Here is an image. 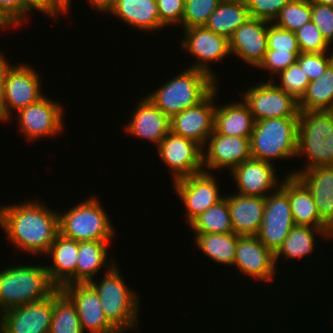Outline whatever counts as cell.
Listing matches in <instances>:
<instances>
[{
	"mask_svg": "<svg viewBox=\"0 0 333 333\" xmlns=\"http://www.w3.org/2000/svg\"><path fill=\"white\" fill-rule=\"evenodd\" d=\"M40 201L0 206V227L17 250L46 255L59 233L58 212Z\"/></svg>",
	"mask_w": 333,
	"mask_h": 333,
	"instance_id": "cell-1",
	"label": "cell"
},
{
	"mask_svg": "<svg viewBox=\"0 0 333 333\" xmlns=\"http://www.w3.org/2000/svg\"><path fill=\"white\" fill-rule=\"evenodd\" d=\"M58 288L51 282L46 267L28 263L0 270V314L44 300Z\"/></svg>",
	"mask_w": 333,
	"mask_h": 333,
	"instance_id": "cell-2",
	"label": "cell"
},
{
	"mask_svg": "<svg viewBox=\"0 0 333 333\" xmlns=\"http://www.w3.org/2000/svg\"><path fill=\"white\" fill-rule=\"evenodd\" d=\"M216 87L218 82L208 73L188 67L146 97L171 119L181 111L198 105Z\"/></svg>",
	"mask_w": 333,
	"mask_h": 333,
	"instance_id": "cell-3",
	"label": "cell"
},
{
	"mask_svg": "<svg viewBox=\"0 0 333 333\" xmlns=\"http://www.w3.org/2000/svg\"><path fill=\"white\" fill-rule=\"evenodd\" d=\"M117 264L101 282L91 280L88 284L96 291L102 310L108 321L120 332L125 333L138 326L139 296L133 289L127 287L124 277L120 274ZM126 330V331H125Z\"/></svg>",
	"mask_w": 333,
	"mask_h": 333,
	"instance_id": "cell-4",
	"label": "cell"
},
{
	"mask_svg": "<svg viewBox=\"0 0 333 333\" xmlns=\"http://www.w3.org/2000/svg\"><path fill=\"white\" fill-rule=\"evenodd\" d=\"M303 155V170L333 166V111H299L296 157Z\"/></svg>",
	"mask_w": 333,
	"mask_h": 333,
	"instance_id": "cell-5",
	"label": "cell"
},
{
	"mask_svg": "<svg viewBox=\"0 0 333 333\" xmlns=\"http://www.w3.org/2000/svg\"><path fill=\"white\" fill-rule=\"evenodd\" d=\"M96 198L92 195L67 212L58 211L59 233L78 242L114 240V226Z\"/></svg>",
	"mask_w": 333,
	"mask_h": 333,
	"instance_id": "cell-6",
	"label": "cell"
},
{
	"mask_svg": "<svg viewBox=\"0 0 333 333\" xmlns=\"http://www.w3.org/2000/svg\"><path fill=\"white\" fill-rule=\"evenodd\" d=\"M298 117L255 121L250 137L252 158L272 163L296 157ZM273 160V161H272Z\"/></svg>",
	"mask_w": 333,
	"mask_h": 333,
	"instance_id": "cell-7",
	"label": "cell"
},
{
	"mask_svg": "<svg viewBox=\"0 0 333 333\" xmlns=\"http://www.w3.org/2000/svg\"><path fill=\"white\" fill-rule=\"evenodd\" d=\"M272 80L260 82L242 92V101L248 106L254 121L298 117V101L274 84L275 78Z\"/></svg>",
	"mask_w": 333,
	"mask_h": 333,
	"instance_id": "cell-8",
	"label": "cell"
},
{
	"mask_svg": "<svg viewBox=\"0 0 333 333\" xmlns=\"http://www.w3.org/2000/svg\"><path fill=\"white\" fill-rule=\"evenodd\" d=\"M294 226L288 194L278 187L265 197L261 227L256 236L266 248L275 253Z\"/></svg>",
	"mask_w": 333,
	"mask_h": 333,
	"instance_id": "cell-9",
	"label": "cell"
},
{
	"mask_svg": "<svg viewBox=\"0 0 333 333\" xmlns=\"http://www.w3.org/2000/svg\"><path fill=\"white\" fill-rule=\"evenodd\" d=\"M158 155L169 166L173 182L205 171L203 147L197 142L171 131L157 146Z\"/></svg>",
	"mask_w": 333,
	"mask_h": 333,
	"instance_id": "cell-10",
	"label": "cell"
},
{
	"mask_svg": "<svg viewBox=\"0 0 333 333\" xmlns=\"http://www.w3.org/2000/svg\"><path fill=\"white\" fill-rule=\"evenodd\" d=\"M41 89V77L36 70L24 63L13 65L5 78L3 122L12 119V110L16 113L41 99Z\"/></svg>",
	"mask_w": 333,
	"mask_h": 333,
	"instance_id": "cell-11",
	"label": "cell"
},
{
	"mask_svg": "<svg viewBox=\"0 0 333 333\" xmlns=\"http://www.w3.org/2000/svg\"><path fill=\"white\" fill-rule=\"evenodd\" d=\"M63 106L43 96L37 102L17 111L19 130L32 140L61 134L64 120Z\"/></svg>",
	"mask_w": 333,
	"mask_h": 333,
	"instance_id": "cell-12",
	"label": "cell"
},
{
	"mask_svg": "<svg viewBox=\"0 0 333 333\" xmlns=\"http://www.w3.org/2000/svg\"><path fill=\"white\" fill-rule=\"evenodd\" d=\"M213 175V172L203 171L173 182L174 190L186 207L188 224L224 197Z\"/></svg>",
	"mask_w": 333,
	"mask_h": 333,
	"instance_id": "cell-13",
	"label": "cell"
},
{
	"mask_svg": "<svg viewBox=\"0 0 333 333\" xmlns=\"http://www.w3.org/2000/svg\"><path fill=\"white\" fill-rule=\"evenodd\" d=\"M184 36L181 40L182 49L190 52L189 54L197 59L189 68L204 71L217 80V75L213 73L209 65L215 61H222L230 54L228 39L210 31L205 26L184 29Z\"/></svg>",
	"mask_w": 333,
	"mask_h": 333,
	"instance_id": "cell-14",
	"label": "cell"
},
{
	"mask_svg": "<svg viewBox=\"0 0 333 333\" xmlns=\"http://www.w3.org/2000/svg\"><path fill=\"white\" fill-rule=\"evenodd\" d=\"M217 90L216 87L198 105L174 115L170 121V131L197 142L205 149L208 137L214 131Z\"/></svg>",
	"mask_w": 333,
	"mask_h": 333,
	"instance_id": "cell-15",
	"label": "cell"
},
{
	"mask_svg": "<svg viewBox=\"0 0 333 333\" xmlns=\"http://www.w3.org/2000/svg\"><path fill=\"white\" fill-rule=\"evenodd\" d=\"M53 294L48 298L0 314V333H49Z\"/></svg>",
	"mask_w": 333,
	"mask_h": 333,
	"instance_id": "cell-16",
	"label": "cell"
},
{
	"mask_svg": "<svg viewBox=\"0 0 333 333\" xmlns=\"http://www.w3.org/2000/svg\"><path fill=\"white\" fill-rule=\"evenodd\" d=\"M203 149V167L207 172L228 168L230 172L245 160L252 158L250 137L224 136L215 129Z\"/></svg>",
	"mask_w": 333,
	"mask_h": 333,
	"instance_id": "cell-17",
	"label": "cell"
},
{
	"mask_svg": "<svg viewBox=\"0 0 333 333\" xmlns=\"http://www.w3.org/2000/svg\"><path fill=\"white\" fill-rule=\"evenodd\" d=\"M234 266L252 279L272 282L277 271L274 253L257 236H239L236 242Z\"/></svg>",
	"mask_w": 333,
	"mask_h": 333,
	"instance_id": "cell-18",
	"label": "cell"
},
{
	"mask_svg": "<svg viewBox=\"0 0 333 333\" xmlns=\"http://www.w3.org/2000/svg\"><path fill=\"white\" fill-rule=\"evenodd\" d=\"M61 290L75 304L83 332L120 333L106 318L96 291L88 283L65 285Z\"/></svg>",
	"mask_w": 333,
	"mask_h": 333,
	"instance_id": "cell-19",
	"label": "cell"
},
{
	"mask_svg": "<svg viewBox=\"0 0 333 333\" xmlns=\"http://www.w3.org/2000/svg\"><path fill=\"white\" fill-rule=\"evenodd\" d=\"M271 22L252 18L246 20L228 39L230 55L258 67L267 52V32Z\"/></svg>",
	"mask_w": 333,
	"mask_h": 333,
	"instance_id": "cell-20",
	"label": "cell"
},
{
	"mask_svg": "<svg viewBox=\"0 0 333 333\" xmlns=\"http://www.w3.org/2000/svg\"><path fill=\"white\" fill-rule=\"evenodd\" d=\"M273 166L254 158L236 166L230 173L238 187L237 193L265 198L270 191H276L281 183Z\"/></svg>",
	"mask_w": 333,
	"mask_h": 333,
	"instance_id": "cell-21",
	"label": "cell"
},
{
	"mask_svg": "<svg viewBox=\"0 0 333 333\" xmlns=\"http://www.w3.org/2000/svg\"><path fill=\"white\" fill-rule=\"evenodd\" d=\"M134 110L124 130L129 136L148 140L157 147L170 132L171 119L146 96L142 97Z\"/></svg>",
	"mask_w": 333,
	"mask_h": 333,
	"instance_id": "cell-22",
	"label": "cell"
},
{
	"mask_svg": "<svg viewBox=\"0 0 333 333\" xmlns=\"http://www.w3.org/2000/svg\"><path fill=\"white\" fill-rule=\"evenodd\" d=\"M286 175L297 176L311 191L321 221L333 232V166L300 169Z\"/></svg>",
	"mask_w": 333,
	"mask_h": 333,
	"instance_id": "cell-23",
	"label": "cell"
},
{
	"mask_svg": "<svg viewBox=\"0 0 333 333\" xmlns=\"http://www.w3.org/2000/svg\"><path fill=\"white\" fill-rule=\"evenodd\" d=\"M78 249V241L58 233L47 251L46 254L51 256L53 264L45 265V267L51 282L58 289L76 283Z\"/></svg>",
	"mask_w": 333,
	"mask_h": 333,
	"instance_id": "cell-24",
	"label": "cell"
},
{
	"mask_svg": "<svg viewBox=\"0 0 333 333\" xmlns=\"http://www.w3.org/2000/svg\"><path fill=\"white\" fill-rule=\"evenodd\" d=\"M233 233L256 236L261 227L265 198L235 193L227 196Z\"/></svg>",
	"mask_w": 333,
	"mask_h": 333,
	"instance_id": "cell-25",
	"label": "cell"
},
{
	"mask_svg": "<svg viewBox=\"0 0 333 333\" xmlns=\"http://www.w3.org/2000/svg\"><path fill=\"white\" fill-rule=\"evenodd\" d=\"M280 187L288 194L295 225L328 228L319 217L311 191L297 176L286 175Z\"/></svg>",
	"mask_w": 333,
	"mask_h": 333,
	"instance_id": "cell-26",
	"label": "cell"
},
{
	"mask_svg": "<svg viewBox=\"0 0 333 333\" xmlns=\"http://www.w3.org/2000/svg\"><path fill=\"white\" fill-rule=\"evenodd\" d=\"M125 24L145 32L161 30L157 0H115L109 14Z\"/></svg>",
	"mask_w": 333,
	"mask_h": 333,
	"instance_id": "cell-27",
	"label": "cell"
},
{
	"mask_svg": "<svg viewBox=\"0 0 333 333\" xmlns=\"http://www.w3.org/2000/svg\"><path fill=\"white\" fill-rule=\"evenodd\" d=\"M317 236L330 240L333 237V232L329 228H313L310 226L295 225L282 245L274 253L276 267L278 259L286 258L290 260L311 255L316 248Z\"/></svg>",
	"mask_w": 333,
	"mask_h": 333,
	"instance_id": "cell-28",
	"label": "cell"
},
{
	"mask_svg": "<svg viewBox=\"0 0 333 333\" xmlns=\"http://www.w3.org/2000/svg\"><path fill=\"white\" fill-rule=\"evenodd\" d=\"M222 106L216 107L214 129L224 136L251 137L255 121L248 106L242 100Z\"/></svg>",
	"mask_w": 333,
	"mask_h": 333,
	"instance_id": "cell-29",
	"label": "cell"
},
{
	"mask_svg": "<svg viewBox=\"0 0 333 333\" xmlns=\"http://www.w3.org/2000/svg\"><path fill=\"white\" fill-rule=\"evenodd\" d=\"M109 243L110 241L79 242L76 283H88L94 280V275L96 276L101 267L110 270L116 264L115 261L108 262Z\"/></svg>",
	"mask_w": 333,
	"mask_h": 333,
	"instance_id": "cell-30",
	"label": "cell"
},
{
	"mask_svg": "<svg viewBox=\"0 0 333 333\" xmlns=\"http://www.w3.org/2000/svg\"><path fill=\"white\" fill-rule=\"evenodd\" d=\"M195 244L215 263L234 265L236 242L239 235L230 233H196Z\"/></svg>",
	"mask_w": 333,
	"mask_h": 333,
	"instance_id": "cell-31",
	"label": "cell"
},
{
	"mask_svg": "<svg viewBox=\"0 0 333 333\" xmlns=\"http://www.w3.org/2000/svg\"><path fill=\"white\" fill-rule=\"evenodd\" d=\"M249 18L246 4L221 1L204 26L229 39L233 32Z\"/></svg>",
	"mask_w": 333,
	"mask_h": 333,
	"instance_id": "cell-32",
	"label": "cell"
},
{
	"mask_svg": "<svg viewBox=\"0 0 333 333\" xmlns=\"http://www.w3.org/2000/svg\"><path fill=\"white\" fill-rule=\"evenodd\" d=\"M299 111H333V62L316 80L308 84L298 101Z\"/></svg>",
	"mask_w": 333,
	"mask_h": 333,
	"instance_id": "cell-33",
	"label": "cell"
},
{
	"mask_svg": "<svg viewBox=\"0 0 333 333\" xmlns=\"http://www.w3.org/2000/svg\"><path fill=\"white\" fill-rule=\"evenodd\" d=\"M49 333H84L75 304L61 290L53 293V311Z\"/></svg>",
	"mask_w": 333,
	"mask_h": 333,
	"instance_id": "cell-34",
	"label": "cell"
},
{
	"mask_svg": "<svg viewBox=\"0 0 333 333\" xmlns=\"http://www.w3.org/2000/svg\"><path fill=\"white\" fill-rule=\"evenodd\" d=\"M189 228H192L194 234L233 232L227 195L196 217L189 224Z\"/></svg>",
	"mask_w": 333,
	"mask_h": 333,
	"instance_id": "cell-35",
	"label": "cell"
},
{
	"mask_svg": "<svg viewBox=\"0 0 333 333\" xmlns=\"http://www.w3.org/2000/svg\"><path fill=\"white\" fill-rule=\"evenodd\" d=\"M312 20L311 2L309 0H291L272 22L276 26L295 32Z\"/></svg>",
	"mask_w": 333,
	"mask_h": 333,
	"instance_id": "cell-36",
	"label": "cell"
},
{
	"mask_svg": "<svg viewBox=\"0 0 333 333\" xmlns=\"http://www.w3.org/2000/svg\"><path fill=\"white\" fill-rule=\"evenodd\" d=\"M221 0H185L182 29L204 26Z\"/></svg>",
	"mask_w": 333,
	"mask_h": 333,
	"instance_id": "cell-37",
	"label": "cell"
},
{
	"mask_svg": "<svg viewBox=\"0 0 333 333\" xmlns=\"http://www.w3.org/2000/svg\"><path fill=\"white\" fill-rule=\"evenodd\" d=\"M278 75L280 85H276L299 101L305 94L308 84L310 83L309 78L301 69L300 65L296 62L281 71Z\"/></svg>",
	"mask_w": 333,
	"mask_h": 333,
	"instance_id": "cell-38",
	"label": "cell"
},
{
	"mask_svg": "<svg viewBox=\"0 0 333 333\" xmlns=\"http://www.w3.org/2000/svg\"><path fill=\"white\" fill-rule=\"evenodd\" d=\"M295 35L302 53H324L331 48L312 21L295 31Z\"/></svg>",
	"mask_w": 333,
	"mask_h": 333,
	"instance_id": "cell-39",
	"label": "cell"
},
{
	"mask_svg": "<svg viewBox=\"0 0 333 333\" xmlns=\"http://www.w3.org/2000/svg\"><path fill=\"white\" fill-rule=\"evenodd\" d=\"M267 50H277L282 53H301L295 32L276 26L268 25Z\"/></svg>",
	"mask_w": 333,
	"mask_h": 333,
	"instance_id": "cell-40",
	"label": "cell"
},
{
	"mask_svg": "<svg viewBox=\"0 0 333 333\" xmlns=\"http://www.w3.org/2000/svg\"><path fill=\"white\" fill-rule=\"evenodd\" d=\"M329 53H300L297 63L309 78L310 82L318 79L333 62V50Z\"/></svg>",
	"mask_w": 333,
	"mask_h": 333,
	"instance_id": "cell-41",
	"label": "cell"
},
{
	"mask_svg": "<svg viewBox=\"0 0 333 333\" xmlns=\"http://www.w3.org/2000/svg\"><path fill=\"white\" fill-rule=\"evenodd\" d=\"M312 22L329 45L333 43V6L311 2Z\"/></svg>",
	"mask_w": 333,
	"mask_h": 333,
	"instance_id": "cell-42",
	"label": "cell"
},
{
	"mask_svg": "<svg viewBox=\"0 0 333 333\" xmlns=\"http://www.w3.org/2000/svg\"><path fill=\"white\" fill-rule=\"evenodd\" d=\"M291 0H249V15L252 18L273 22L281 9Z\"/></svg>",
	"mask_w": 333,
	"mask_h": 333,
	"instance_id": "cell-43",
	"label": "cell"
},
{
	"mask_svg": "<svg viewBox=\"0 0 333 333\" xmlns=\"http://www.w3.org/2000/svg\"><path fill=\"white\" fill-rule=\"evenodd\" d=\"M160 24L163 28L182 25L185 0H157Z\"/></svg>",
	"mask_w": 333,
	"mask_h": 333,
	"instance_id": "cell-44",
	"label": "cell"
},
{
	"mask_svg": "<svg viewBox=\"0 0 333 333\" xmlns=\"http://www.w3.org/2000/svg\"><path fill=\"white\" fill-rule=\"evenodd\" d=\"M300 53H282L277 50H267L264 55L263 61L257 68L269 70L271 77L273 74L278 75L281 71L287 69L289 66L297 62Z\"/></svg>",
	"mask_w": 333,
	"mask_h": 333,
	"instance_id": "cell-45",
	"label": "cell"
},
{
	"mask_svg": "<svg viewBox=\"0 0 333 333\" xmlns=\"http://www.w3.org/2000/svg\"><path fill=\"white\" fill-rule=\"evenodd\" d=\"M31 11L23 0H0V12L14 27L24 24Z\"/></svg>",
	"mask_w": 333,
	"mask_h": 333,
	"instance_id": "cell-46",
	"label": "cell"
},
{
	"mask_svg": "<svg viewBox=\"0 0 333 333\" xmlns=\"http://www.w3.org/2000/svg\"><path fill=\"white\" fill-rule=\"evenodd\" d=\"M0 50V122H3V104H4V86L5 78L8 70L13 66L10 65L9 60L7 61Z\"/></svg>",
	"mask_w": 333,
	"mask_h": 333,
	"instance_id": "cell-47",
	"label": "cell"
},
{
	"mask_svg": "<svg viewBox=\"0 0 333 333\" xmlns=\"http://www.w3.org/2000/svg\"><path fill=\"white\" fill-rule=\"evenodd\" d=\"M70 3L71 0H49V17L55 20L61 13L66 15L69 13Z\"/></svg>",
	"mask_w": 333,
	"mask_h": 333,
	"instance_id": "cell-48",
	"label": "cell"
},
{
	"mask_svg": "<svg viewBox=\"0 0 333 333\" xmlns=\"http://www.w3.org/2000/svg\"><path fill=\"white\" fill-rule=\"evenodd\" d=\"M23 1L32 11L37 10L49 16V0H23Z\"/></svg>",
	"mask_w": 333,
	"mask_h": 333,
	"instance_id": "cell-49",
	"label": "cell"
},
{
	"mask_svg": "<svg viewBox=\"0 0 333 333\" xmlns=\"http://www.w3.org/2000/svg\"><path fill=\"white\" fill-rule=\"evenodd\" d=\"M90 4L97 9L98 12H104L105 14L109 13L113 8L115 0H87Z\"/></svg>",
	"mask_w": 333,
	"mask_h": 333,
	"instance_id": "cell-50",
	"label": "cell"
},
{
	"mask_svg": "<svg viewBox=\"0 0 333 333\" xmlns=\"http://www.w3.org/2000/svg\"><path fill=\"white\" fill-rule=\"evenodd\" d=\"M5 27L9 29L14 28V26L0 12V29H4Z\"/></svg>",
	"mask_w": 333,
	"mask_h": 333,
	"instance_id": "cell-51",
	"label": "cell"
},
{
	"mask_svg": "<svg viewBox=\"0 0 333 333\" xmlns=\"http://www.w3.org/2000/svg\"><path fill=\"white\" fill-rule=\"evenodd\" d=\"M310 2L321 3L324 5L333 6V0H309Z\"/></svg>",
	"mask_w": 333,
	"mask_h": 333,
	"instance_id": "cell-52",
	"label": "cell"
},
{
	"mask_svg": "<svg viewBox=\"0 0 333 333\" xmlns=\"http://www.w3.org/2000/svg\"><path fill=\"white\" fill-rule=\"evenodd\" d=\"M221 1H226V2H236V3H242L246 4L249 2V0H221Z\"/></svg>",
	"mask_w": 333,
	"mask_h": 333,
	"instance_id": "cell-53",
	"label": "cell"
}]
</instances>
